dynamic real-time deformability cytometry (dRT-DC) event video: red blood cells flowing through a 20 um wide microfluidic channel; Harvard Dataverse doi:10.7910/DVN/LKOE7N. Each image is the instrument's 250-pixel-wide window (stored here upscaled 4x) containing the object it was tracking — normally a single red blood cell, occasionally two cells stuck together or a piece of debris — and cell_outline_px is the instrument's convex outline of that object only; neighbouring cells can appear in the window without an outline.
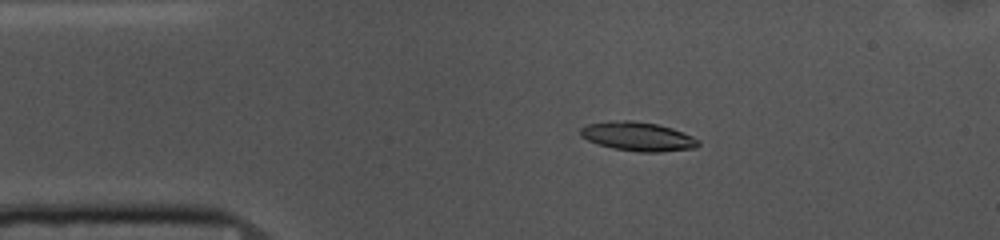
{"species": "common noctule bat (a hibernating species)", "species_latin": "Nyctalus noctula", "temperature_condition": "cold", "stored_images_in_passage": 53, "camera_frame_rate_fps": 3000, "um_per_image_px": 0.085, "animal": {"sex": "female", "body_mass_g": 10.0, "forearm_length_mm": 53.1}, "frame": {"image": 1, "passage_image": 9, "time_ms": 2.667, "image_size_px": [1000, 240], "cell_outline_px": [[700, 144], [696, 148], [660, 152], [640, 152], [612, 148], [588, 140], [580, 136], [580, 128], [588, 124], [612, 120], [632, 120], [656, 124], [672, 128], [692, 136], [700, 140]], "centroid_in_image_um": [54.23, 11.6], "position_along_channel_um": 30.8, "area_um2": 19.94}}
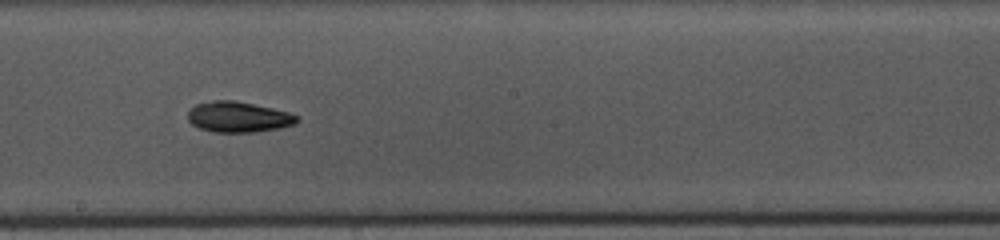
{"frame": {"image": 2, "passage_image": 28, "time_ms": 9.0, "image_size_px": [1000, 240], "cell_outline_px": [[300, 120], [296, 124], [280, 128], [256, 132], [216, 132], [200, 128], [192, 124], [188, 120], [188, 112], [196, 104], [216, 100], [232, 100], [272, 108], [288, 112], [296, 116]], "centroid_in_image_um": [20.28, 9.95], "position_along_channel_um": 227.9, "area_um2": 19.31}}
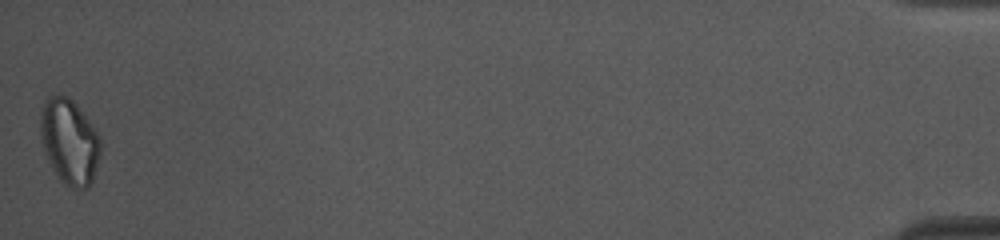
{"frame": {"image": 3, "passage_image": 53, "time_ms": 17.333, "image_size_px": [1000, 240], "cell_outline_px": [[100, 156], [92, 180], [88, 188], [72, 188], [64, 184], [60, 180], [48, 160], [44, 152], [40, 132], [40, 112], [44, 100], [48, 96], [64, 96], [72, 100], [76, 104], [100, 136]], "centroid_in_image_um": [5.89, 12.04], "position_along_channel_um": 429.3, "area_um2": 29.71}, "authors_computed_cell_mechanics": {"area_um2": 19.652, "velocity_mm_per_s": 3.6448, "shape_relaxation_time_tau1_ms": 4.6862, "shape_relaxation_time_tau2_ms": 8.3473, "deformation_change_tau1": 0.1306, "deformation_change_tau2": 0.1444}}